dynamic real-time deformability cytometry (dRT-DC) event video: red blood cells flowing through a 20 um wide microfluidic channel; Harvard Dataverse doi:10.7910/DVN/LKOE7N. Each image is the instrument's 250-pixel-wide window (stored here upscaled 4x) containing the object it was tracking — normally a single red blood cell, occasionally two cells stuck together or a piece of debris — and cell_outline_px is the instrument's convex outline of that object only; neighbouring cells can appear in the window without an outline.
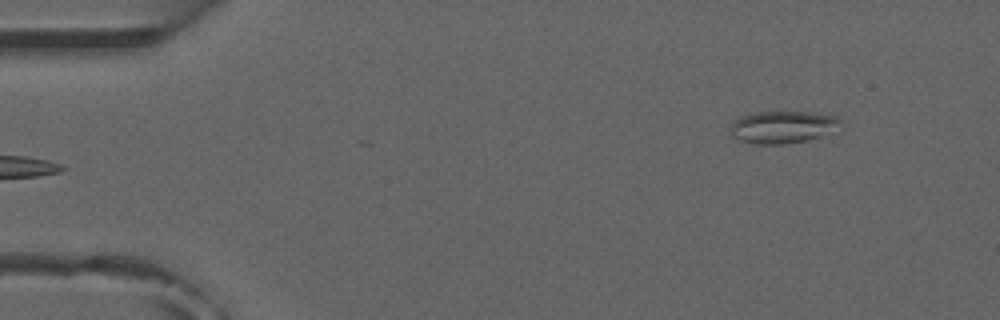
{"species": "common noctule bat (a hibernating species)", "species_latin": "Nyctalus noctula", "temperature_condition": "room temperature", "stored_images_in_passage": 4, "camera_frame_rate_fps": 3000, "um_per_image_px": 0.085, "animal": {"sex": "male", "forearm_length_mm": 52.5}, "frame": {"image": 1, "passage_image": 4, "time_ms": 3.333, "image_size_px": [1000, 320], "cell_outline_px": [[844, 124], [820, 136], [808, 140], [788, 144], [756, 144], [740, 140], [732, 136], [732, 124], [736, 120], [744, 116], [756, 112], [808, 112], [836, 116]], "centroid_in_image_um": [66.56, 10.8], "position_along_channel_um": 18.4, "area_um2": 20.4}}